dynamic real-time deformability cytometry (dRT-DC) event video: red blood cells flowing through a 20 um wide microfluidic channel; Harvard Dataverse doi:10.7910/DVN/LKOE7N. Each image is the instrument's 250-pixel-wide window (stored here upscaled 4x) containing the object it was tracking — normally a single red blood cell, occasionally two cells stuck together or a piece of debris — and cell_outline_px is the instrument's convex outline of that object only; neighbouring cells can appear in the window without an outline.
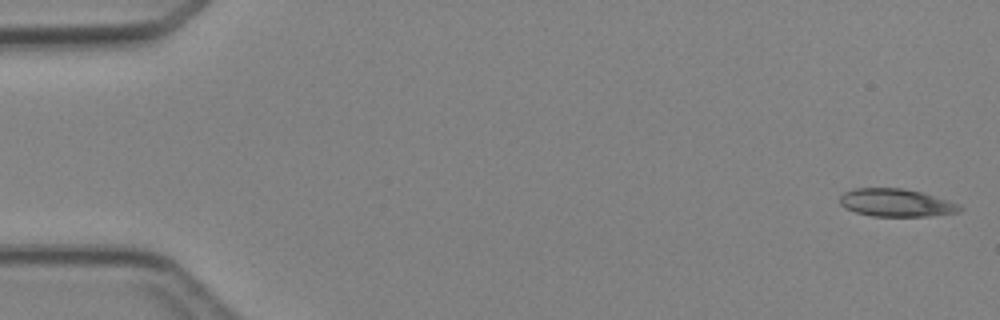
{"species": "Egyptian fruit bat (a non-hibernating species)", "species_latin": "Rousettus aegyptiacus", "temperature_condition": "cold", "stored_images_in_passage": 4, "camera_frame_rate_fps": 3000, "um_per_image_px": 0.085, "animal": {"sex": "female"}, "frame": {"image": 1, "passage_image": 1, "time_ms": 0.0, "image_size_px": [1000, 320], "cell_outline_px": [[964, 208], [960, 212], [928, 216], [872, 216], [856, 212], [844, 208], [840, 204], [840, 196], [844, 192], [852, 188], [904, 188], [924, 192], [960, 204]], "centroid_in_image_um": [76.19, 17.22], "position_along_channel_um": 8.8, "area_um2": 19.71}}